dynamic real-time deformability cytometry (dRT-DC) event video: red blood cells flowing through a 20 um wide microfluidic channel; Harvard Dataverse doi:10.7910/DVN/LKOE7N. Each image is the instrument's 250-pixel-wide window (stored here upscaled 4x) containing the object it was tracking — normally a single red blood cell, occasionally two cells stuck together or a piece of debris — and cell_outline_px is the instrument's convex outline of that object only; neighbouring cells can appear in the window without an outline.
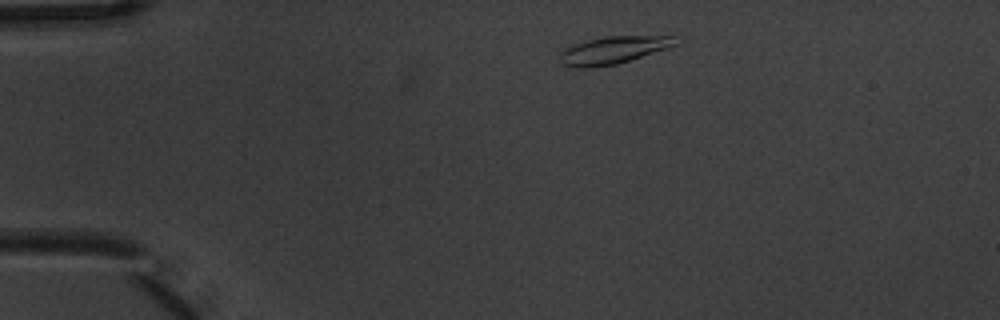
{"species": "common noctule bat (a hibernating species)", "species_latin": "Nyctalus noctula", "temperature_condition": "warm", "stored_images_in_passage": 5, "camera_frame_rate_fps": 3000, "um_per_image_px": 0.085, "animal": {"sex": "male", "body_mass_g": 20.1, "forearm_length_mm": 53.5}, "frame": {"image": 1, "passage_image": 1, "time_ms": 0.0, "image_size_px": [1000, 320], "cell_outline_px": [[676, 44], [668, 48], [616, 64], [592, 68], [572, 68], [560, 64], [560, 52], [564, 48], [572, 44], [604, 36], [672, 36]], "centroid_in_image_um": [52.01, 4.28], "position_along_channel_um": 33.0, "area_um2": 18.5}}
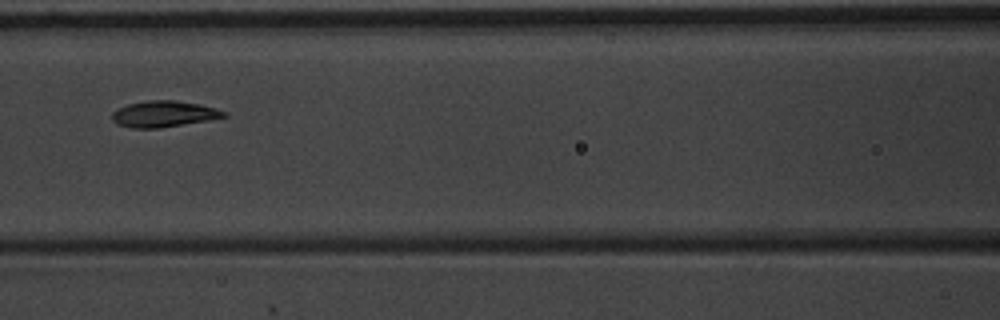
{"frame": {"image": 2, "passage_image": 5, "time_ms": 1.333, "image_size_px": [1000, 320], "cell_outline_px": [[228, 116], [208, 120], [160, 128], [132, 128], [116, 124], [112, 120], [112, 112], [128, 104], [148, 100], [176, 100], [200, 104], [228, 112]], "centroid_in_image_um": [13.93, 9.69], "position_along_channel_um": 152.7, "area_um2": 17.05}}